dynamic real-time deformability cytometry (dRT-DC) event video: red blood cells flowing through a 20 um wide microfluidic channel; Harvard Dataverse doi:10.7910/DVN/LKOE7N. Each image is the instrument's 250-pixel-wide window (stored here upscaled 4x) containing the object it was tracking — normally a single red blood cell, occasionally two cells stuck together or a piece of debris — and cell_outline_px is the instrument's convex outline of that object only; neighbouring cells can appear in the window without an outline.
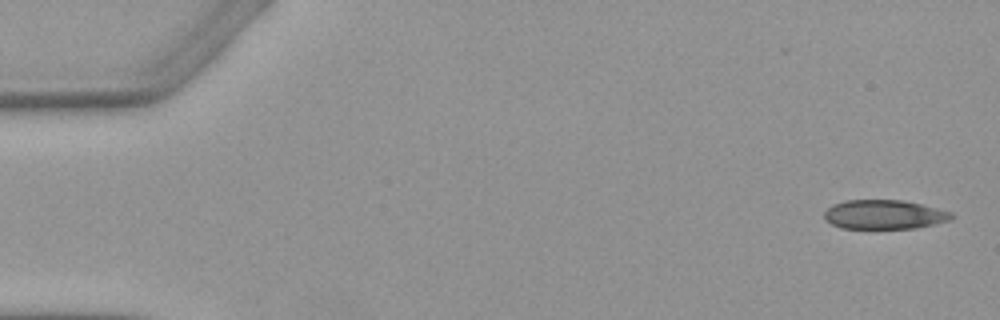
{"species": "Egyptian fruit bat (a non-hibernating species)", "species_latin": "Rousettus aegyptiacus", "temperature_condition": "warm", "stored_images_in_passage": 5, "segment_of_instrument_passage": [1, 2], "camera_frame_rate_fps": 3000, "um_per_image_px": 0.085, "animal": {"sex": "female"}, "frame": {"image": 1, "passage_image": 1, "time_ms": 0.0, "image_size_px": [1000, 320], "cell_outline_px": [[956, 216], [952, 220], [936, 224], [916, 228], [840, 228], [824, 220], [824, 212], [832, 204], [844, 200], [904, 200], [952, 212]], "centroid_in_image_um": [75.17, 18.23], "position_along_channel_um": 9.8, "area_um2": 21.85}}
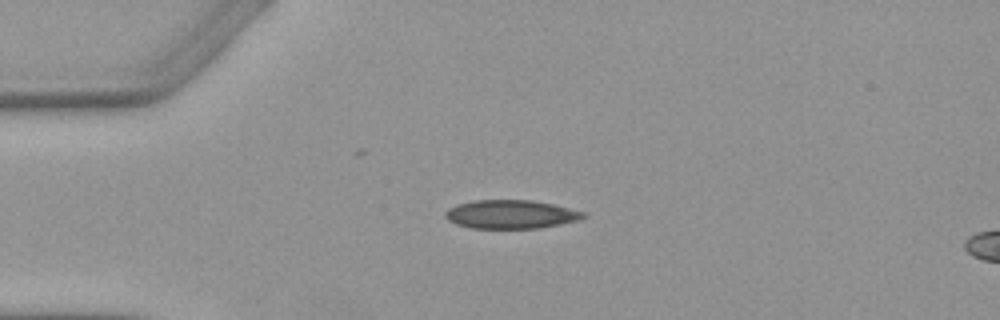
{"frame": {"image": 2, "passage_image": 4, "time_ms": 3.667, "image_size_px": [1000, 320], "cell_outline_px": [[588, 216], [580, 220], [540, 228], [468, 228], [456, 224], [448, 220], [444, 216], [444, 212], [448, 208], [456, 204], [472, 200], [532, 200], [552, 204], [588, 212]], "centroid_in_image_um": [43.43, 18.21], "position_along_channel_um": 41.6, "area_um2": 23.35}}